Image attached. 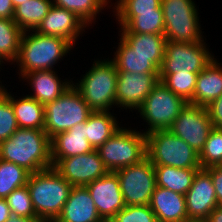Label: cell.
Instances as JSON below:
<instances>
[{
	"mask_svg": "<svg viewBox=\"0 0 222 222\" xmlns=\"http://www.w3.org/2000/svg\"><path fill=\"white\" fill-rule=\"evenodd\" d=\"M0 159L22 166L30 173L52 168L51 139L44 129L18 128L0 143Z\"/></svg>",
	"mask_w": 222,
	"mask_h": 222,
	"instance_id": "cell-1",
	"label": "cell"
},
{
	"mask_svg": "<svg viewBox=\"0 0 222 222\" xmlns=\"http://www.w3.org/2000/svg\"><path fill=\"white\" fill-rule=\"evenodd\" d=\"M27 187L36 216L52 222L61 213L73 186L52 167L30 173Z\"/></svg>",
	"mask_w": 222,
	"mask_h": 222,
	"instance_id": "cell-2",
	"label": "cell"
},
{
	"mask_svg": "<svg viewBox=\"0 0 222 222\" xmlns=\"http://www.w3.org/2000/svg\"><path fill=\"white\" fill-rule=\"evenodd\" d=\"M28 35L23 32L17 60L20 76L33 71L52 70L57 61L62 59L73 45L60 37L42 35L32 30Z\"/></svg>",
	"mask_w": 222,
	"mask_h": 222,
	"instance_id": "cell-3",
	"label": "cell"
},
{
	"mask_svg": "<svg viewBox=\"0 0 222 222\" xmlns=\"http://www.w3.org/2000/svg\"><path fill=\"white\" fill-rule=\"evenodd\" d=\"M117 75L111 59L94 60L91 69L77 85L71 82L93 111H109L112 105H116Z\"/></svg>",
	"mask_w": 222,
	"mask_h": 222,
	"instance_id": "cell-4",
	"label": "cell"
},
{
	"mask_svg": "<svg viewBox=\"0 0 222 222\" xmlns=\"http://www.w3.org/2000/svg\"><path fill=\"white\" fill-rule=\"evenodd\" d=\"M146 149L154 166L201 169L199 153L169 130L146 133Z\"/></svg>",
	"mask_w": 222,
	"mask_h": 222,
	"instance_id": "cell-5",
	"label": "cell"
},
{
	"mask_svg": "<svg viewBox=\"0 0 222 222\" xmlns=\"http://www.w3.org/2000/svg\"><path fill=\"white\" fill-rule=\"evenodd\" d=\"M96 151L110 172L139 163L147 156L146 133L121 127Z\"/></svg>",
	"mask_w": 222,
	"mask_h": 222,
	"instance_id": "cell-6",
	"label": "cell"
},
{
	"mask_svg": "<svg viewBox=\"0 0 222 222\" xmlns=\"http://www.w3.org/2000/svg\"><path fill=\"white\" fill-rule=\"evenodd\" d=\"M44 108V131L50 139L79 123L86 122L93 112L73 85Z\"/></svg>",
	"mask_w": 222,
	"mask_h": 222,
	"instance_id": "cell-7",
	"label": "cell"
},
{
	"mask_svg": "<svg viewBox=\"0 0 222 222\" xmlns=\"http://www.w3.org/2000/svg\"><path fill=\"white\" fill-rule=\"evenodd\" d=\"M166 41L196 43L203 40L193 0H161Z\"/></svg>",
	"mask_w": 222,
	"mask_h": 222,
	"instance_id": "cell-8",
	"label": "cell"
},
{
	"mask_svg": "<svg viewBox=\"0 0 222 222\" xmlns=\"http://www.w3.org/2000/svg\"><path fill=\"white\" fill-rule=\"evenodd\" d=\"M188 104L164 84L159 82L138 109L140 116L148 123L145 133L168 130L182 109Z\"/></svg>",
	"mask_w": 222,
	"mask_h": 222,
	"instance_id": "cell-9",
	"label": "cell"
},
{
	"mask_svg": "<svg viewBox=\"0 0 222 222\" xmlns=\"http://www.w3.org/2000/svg\"><path fill=\"white\" fill-rule=\"evenodd\" d=\"M115 172L126 206L149 205L157 185L154 165L147 156Z\"/></svg>",
	"mask_w": 222,
	"mask_h": 222,
	"instance_id": "cell-10",
	"label": "cell"
},
{
	"mask_svg": "<svg viewBox=\"0 0 222 222\" xmlns=\"http://www.w3.org/2000/svg\"><path fill=\"white\" fill-rule=\"evenodd\" d=\"M214 59L204 39L196 43L166 41L159 74L199 73Z\"/></svg>",
	"mask_w": 222,
	"mask_h": 222,
	"instance_id": "cell-11",
	"label": "cell"
},
{
	"mask_svg": "<svg viewBox=\"0 0 222 222\" xmlns=\"http://www.w3.org/2000/svg\"><path fill=\"white\" fill-rule=\"evenodd\" d=\"M212 128L207 108L188 103L168 130L200 153Z\"/></svg>",
	"mask_w": 222,
	"mask_h": 222,
	"instance_id": "cell-12",
	"label": "cell"
},
{
	"mask_svg": "<svg viewBox=\"0 0 222 222\" xmlns=\"http://www.w3.org/2000/svg\"><path fill=\"white\" fill-rule=\"evenodd\" d=\"M51 160L53 168L73 187H85L108 172L96 149L86 154Z\"/></svg>",
	"mask_w": 222,
	"mask_h": 222,
	"instance_id": "cell-13",
	"label": "cell"
},
{
	"mask_svg": "<svg viewBox=\"0 0 222 222\" xmlns=\"http://www.w3.org/2000/svg\"><path fill=\"white\" fill-rule=\"evenodd\" d=\"M159 82V73L118 72L116 106L138 110Z\"/></svg>",
	"mask_w": 222,
	"mask_h": 222,
	"instance_id": "cell-14",
	"label": "cell"
},
{
	"mask_svg": "<svg viewBox=\"0 0 222 222\" xmlns=\"http://www.w3.org/2000/svg\"><path fill=\"white\" fill-rule=\"evenodd\" d=\"M85 187L95 203L98 214L105 222H110L126 206L116 172L108 171Z\"/></svg>",
	"mask_w": 222,
	"mask_h": 222,
	"instance_id": "cell-15",
	"label": "cell"
},
{
	"mask_svg": "<svg viewBox=\"0 0 222 222\" xmlns=\"http://www.w3.org/2000/svg\"><path fill=\"white\" fill-rule=\"evenodd\" d=\"M188 219L207 220L209 214L218 206L215 188L210 174L199 169L192 186L185 194Z\"/></svg>",
	"mask_w": 222,
	"mask_h": 222,
	"instance_id": "cell-16",
	"label": "cell"
},
{
	"mask_svg": "<svg viewBox=\"0 0 222 222\" xmlns=\"http://www.w3.org/2000/svg\"><path fill=\"white\" fill-rule=\"evenodd\" d=\"M87 24L75 13L63 7L52 5L47 16L35 30L42 35L60 37L75 44L77 37L84 31Z\"/></svg>",
	"mask_w": 222,
	"mask_h": 222,
	"instance_id": "cell-17",
	"label": "cell"
},
{
	"mask_svg": "<svg viewBox=\"0 0 222 222\" xmlns=\"http://www.w3.org/2000/svg\"><path fill=\"white\" fill-rule=\"evenodd\" d=\"M53 222H105L86 187H72L61 213Z\"/></svg>",
	"mask_w": 222,
	"mask_h": 222,
	"instance_id": "cell-18",
	"label": "cell"
},
{
	"mask_svg": "<svg viewBox=\"0 0 222 222\" xmlns=\"http://www.w3.org/2000/svg\"><path fill=\"white\" fill-rule=\"evenodd\" d=\"M158 222H183L188 219L185 195L156 186L149 203Z\"/></svg>",
	"mask_w": 222,
	"mask_h": 222,
	"instance_id": "cell-19",
	"label": "cell"
},
{
	"mask_svg": "<svg viewBox=\"0 0 222 222\" xmlns=\"http://www.w3.org/2000/svg\"><path fill=\"white\" fill-rule=\"evenodd\" d=\"M95 150L86 138L85 122L61 132L51 139V158H66Z\"/></svg>",
	"mask_w": 222,
	"mask_h": 222,
	"instance_id": "cell-20",
	"label": "cell"
},
{
	"mask_svg": "<svg viewBox=\"0 0 222 222\" xmlns=\"http://www.w3.org/2000/svg\"><path fill=\"white\" fill-rule=\"evenodd\" d=\"M22 79H28L33 88V95H28L43 104L50 103L62 95L73 84L69 81H62L53 70L33 71L26 73ZM62 81V82H61Z\"/></svg>",
	"mask_w": 222,
	"mask_h": 222,
	"instance_id": "cell-21",
	"label": "cell"
},
{
	"mask_svg": "<svg viewBox=\"0 0 222 222\" xmlns=\"http://www.w3.org/2000/svg\"><path fill=\"white\" fill-rule=\"evenodd\" d=\"M214 58L198 73L194 97L190 104L207 107L222 95V67Z\"/></svg>",
	"mask_w": 222,
	"mask_h": 222,
	"instance_id": "cell-22",
	"label": "cell"
},
{
	"mask_svg": "<svg viewBox=\"0 0 222 222\" xmlns=\"http://www.w3.org/2000/svg\"><path fill=\"white\" fill-rule=\"evenodd\" d=\"M121 38L142 56H152V62L160 69L166 51L164 34H139L122 32Z\"/></svg>",
	"mask_w": 222,
	"mask_h": 222,
	"instance_id": "cell-23",
	"label": "cell"
},
{
	"mask_svg": "<svg viewBox=\"0 0 222 222\" xmlns=\"http://www.w3.org/2000/svg\"><path fill=\"white\" fill-rule=\"evenodd\" d=\"M4 94L11 101L19 128L44 129L45 108L43 104L28 95L15 99L14 95L12 97L6 89Z\"/></svg>",
	"mask_w": 222,
	"mask_h": 222,
	"instance_id": "cell-24",
	"label": "cell"
},
{
	"mask_svg": "<svg viewBox=\"0 0 222 222\" xmlns=\"http://www.w3.org/2000/svg\"><path fill=\"white\" fill-rule=\"evenodd\" d=\"M115 57L111 60L118 72L159 73V68L152 62V56H142L120 38Z\"/></svg>",
	"mask_w": 222,
	"mask_h": 222,
	"instance_id": "cell-25",
	"label": "cell"
},
{
	"mask_svg": "<svg viewBox=\"0 0 222 222\" xmlns=\"http://www.w3.org/2000/svg\"><path fill=\"white\" fill-rule=\"evenodd\" d=\"M119 129L115 116L109 111H93L85 122L86 138L94 149L103 145Z\"/></svg>",
	"mask_w": 222,
	"mask_h": 222,
	"instance_id": "cell-26",
	"label": "cell"
},
{
	"mask_svg": "<svg viewBox=\"0 0 222 222\" xmlns=\"http://www.w3.org/2000/svg\"><path fill=\"white\" fill-rule=\"evenodd\" d=\"M154 170L157 186L185 195L199 169L154 166Z\"/></svg>",
	"mask_w": 222,
	"mask_h": 222,
	"instance_id": "cell-27",
	"label": "cell"
},
{
	"mask_svg": "<svg viewBox=\"0 0 222 222\" xmlns=\"http://www.w3.org/2000/svg\"><path fill=\"white\" fill-rule=\"evenodd\" d=\"M52 5V0H28L14 8L13 20L24 32L36 30Z\"/></svg>",
	"mask_w": 222,
	"mask_h": 222,
	"instance_id": "cell-28",
	"label": "cell"
},
{
	"mask_svg": "<svg viewBox=\"0 0 222 222\" xmlns=\"http://www.w3.org/2000/svg\"><path fill=\"white\" fill-rule=\"evenodd\" d=\"M120 32L164 34L163 12H138L137 16H116Z\"/></svg>",
	"mask_w": 222,
	"mask_h": 222,
	"instance_id": "cell-29",
	"label": "cell"
},
{
	"mask_svg": "<svg viewBox=\"0 0 222 222\" xmlns=\"http://www.w3.org/2000/svg\"><path fill=\"white\" fill-rule=\"evenodd\" d=\"M23 32L13 19L0 18V57L3 60H17Z\"/></svg>",
	"mask_w": 222,
	"mask_h": 222,
	"instance_id": "cell-30",
	"label": "cell"
},
{
	"mask_svg": "<svg viewBox=\"0 0 222 222\" xmlns=\"http://www.w3.org/2000/svg\"><path fill=\"white\" fill-rule=\"evenodd\" d=\"M29 175L24 167L0 159V198H6L13 190L27 185Z\"/></svg>",
	"mask_w": 222,
	"mask_h": 222,
	"instance_id": "cell-31",
	"label": "cell"
},
{
	"mask_svg": "<svg viewBox=\"0 0 222 222\" xmlns=\"http://www.w3.org/2000/svg\"><path fill=\"white\" fill-rule=\"evenodd\" d=\"M198 73L159 74V80L169 90L186 102L194 97Z\"/></svg>",
	"mask_w": 222,
	"mask_h": 222,
	"instance_id": "cell-32",
	"label": "cell"
},
{
	"mask_svg": "<svg viewBox=\"0 0 222 222\" xmlns=\"http://www.w3.org/2000/svg\"><path fill=\"white\" fill-rule=\"evenodd\" d=\"M53 5L63 7L75 13L87 25L109 4L108 0H53ZM93 20V21H92Z\"/></svg>",
	"mask_w": 222,
	"mask_h": 222,
	"instance_id": "cell-33",
	"label": "cell"
},
{
	"mask_svg": "<svg viewBox=\"0 0 222 222\" xmlns=\"http://www.w3.org/2000/svg\"><path fill=\"white\" fill-rule=\"evenodd\" d=\"M201 169L222 164V129L213 127L199 153Z\"/></svg>",
	"mask_w": 222,
	"mask_h": 222,
	"instance_id": "cell-34",
	"label": "cell"
},
{
	"mask_svg": "<svg viewBox=\"0 0 222 222\" xmlns=\"http://www.w3.org/2000/svg\"><path fill=\"white\" fill-rule=\"evenodd\" d=\"M6 201L12 216L38 218L33 209L27 185L13 190L6 197Z\"/></svg>",
	"mask_w": 222,
	"mask_h": 222,
	"instance_id": "cell-35",
	"label": "cell"
},
{
	"mask_svg": "<svg viewBox=\"0 0 222 222\" xmlns=\"http://www.w3.org/2000/svg\"><path fill=\"white\" fill-rule=\"evenodd\" d=\"M116 16H137L138 12H163L161 0H119Z\"/></svg>",
	"mask_w": 222,
	"mask_h": 222,
	"instance_id": "cell-36",
	"label": "cell"
},
{
	"mask_svg": "<svg viewBox=\"0 0 222 222\" xmlns=\"http://www.w3.org/2000/svg\"><path fill=\"white\" fill-rule=\"evenodd\" d=\"M18 128L11 101L3 94L0 97V143L10 138Z\"/></svg>",
	"mask_w": 222,
	"mask_h": 222,
	"instance_id": "cell-37",
	"label": "cell"
},
{
	"mask_svg": "<svg viewBox=\"0 0 222 222\" xmlns=\"http://www.w3.org/2000/svg\"><path fill=\"white\" fill-rule=\"evenodd\" d=\"M110 222H158L149 205L125 206Z\"/></svg>",
	"mask_w": 222,
	"mask_h": 222,
	"instance_id": "cell-38",
	"label": "cell"
},
{
	"mask_svg": "<svg viewBox=\"0 0 222 222\" xmlns=\"http://www.w3.org/2000/svg\"><path fill=\"white\" fill-rule=\"evenodd\" d=\"M206 108L213 127L222 129V95L213 100Z\"/></svg>",
	"mask_w": 222,
	"mask_h": 222,
	"instance_id": "cell-39",
	"label": "cell"
},
{
	"mask_svg": "<svg viewBox=\"0 0 222 222\" xmlns=\"http://www.w3.org/2000/svg\"><path fill=\"white\" fill-rule=\"evenodd\" d=\"M211 176L215 188L218 205H222V166H212L205 169Z\"/></svg>",
	"mask_w": 222,
	"mask_h": 222,
	"instance_id": "cell-40",
	"label": "cell"
},
{
	"mask_svg": "<svg viewBox=\"0 0 222 222\" xmlns=\"http://www.w3.org/2000/svg\"><path fill=\"white\" fill-rule=\"evenodd\" d=\"M14 6L12 0H0V18L13 19Z\"/></svg>",
	"mask_w": 222,
	"mask_h": 222,
	"instance_id": "cell-41",
	"label": "cell"
},
{
	"mask_svg": "<svg viewBox=\"0 0 222 222\" xmlns=\"http://www.w3.org/2000/svg\"><path fill=\"white\" fill-rule=\"evenodd\" d=\"M12 216L6 198H0V222H6Z\"/></svg>",
	"mask_w": 222,
	"mask_h": 222,
	"instance_id": "cell-42",
	"label": "cell"
},
{
	"mask_svg": "<svg viewBox=\"0 0 222 222\" xmlns=\"http://www.w3.org/2000/svg\"><path fill=\"white\" fill-rule=\"evenodd\" d=\"M207 222H222V205H218L210 214Z\"/></svg>",
	"mask_w": 222,
	"mask_h": 222,
	"instance_id": "cell-43",
	"label": "cell"
},
{
	"mask_svg": "<svg viewBox=\"0 0 222 222\" xmlns=\"http://www.w3.org/2000/svg\"><path fill=\"white\" fill-rule=\"evenodd\" d=\"M6 222H44V221L40 218L11 216L10 218L7 219Z\"/></svg>",
	"mask_w": 222,
	"mask_h": 222,
	"instance_id": "cell-44",
	"label": "cell"
},
{
	"mask_svg": "<svg viewBox=\"0 0 222 222\" xmlns=\"http://www.w3.org/2000/svg\"><path fill=\"white\" fill-rule=\"evenodd\" d=\"M26 1H28V0H12V3H13V6L15 8L16 6L22 4V3L26 2Z\"/></svg>",
	"mask_w": 222,
	"mask_h": 222,
	"instance_id": "cell-45",
	"label": "cell"
},
{
	"mask_svg": "<svg viewBox=\"0 0 222 222\" xmlns=\"http://www.w3.org/2000/svg\"><path fill=\"white\" fill-rule=\"evenodd\" d=\"M183 222H207V220L187 219Z\"/></svg>",
	"mask_w": 222,
	"mask_h": 222,
	"instance_id": "cell-46",
	"label": "cell"
},
{
	"mask_svg": "<svg viewBox=\"0 0 222 222\" xmlns=\"http://www.w3.org/2000/svg\"><path fill=\"white\" fill-rule=\"evenodd\" d=\"M1 83V82H0ZM5 89L4 86L0 85V97L4 94L5 92Z\"/></svg>",
	"mask_w": 222,
	"mask_h": 222,
	"instance_id": "cell-47",
	"label": "cell"
},
{
	"mask_svg": "<svg viewBox=\"0 0 222 222\" xmlns=\"http://www.w3.org/2000/svg\"><path fill=\"white\" fill-rule=\"evenodd\" d=\"M1 63H3V59L0 57V65H1Z\"/></svg>",
	"mask_w": 222,
	"mask_h": 222,
	"instance_id": "cell-48",
	"label": "cell"
}]
</instances>
